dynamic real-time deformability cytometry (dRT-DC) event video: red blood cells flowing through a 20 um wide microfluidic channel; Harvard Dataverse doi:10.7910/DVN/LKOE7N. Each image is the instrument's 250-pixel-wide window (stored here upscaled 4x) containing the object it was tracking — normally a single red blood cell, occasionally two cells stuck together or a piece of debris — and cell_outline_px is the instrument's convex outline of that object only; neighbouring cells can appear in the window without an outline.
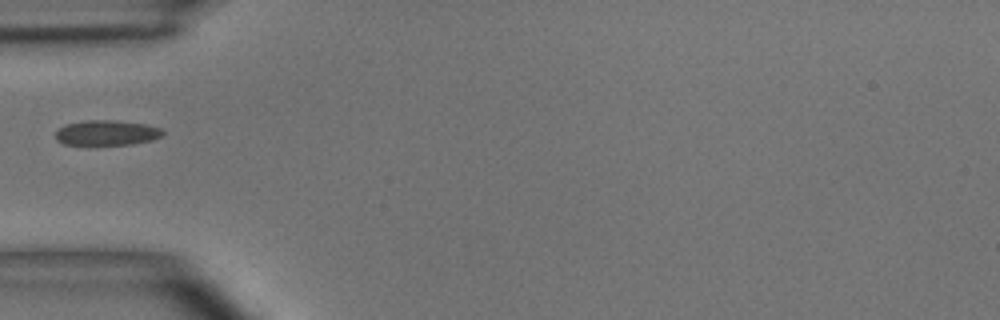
{"species": "common noctule bat (a hibernating species)", "species_latin": "Nyctalus noctula", "temperature_condition": "room temperature", "stored_images_in_passage": 2, "camera_frame_rate_fps": 3000, "um_per_image_px": 0.085, "animal": {"sex": "male", "body_mass_g": 15.6}, "frame": {"image": 1, "passage_image": 1, "time_ms": 0.0, "image_size_px": [1000, 320], "cell_outline_px": [[164, 132], [160, 136], [152, 140], [132, 144], [64, 144], [56, 140], [56, 132], [64, 124], [88, 120], [112, 120], [144, 124], [160, 128]], "centroid_in_image_um": [9.05, 11.28], "position_along_channel_um": 75.9, "area_um2": 15.43}}
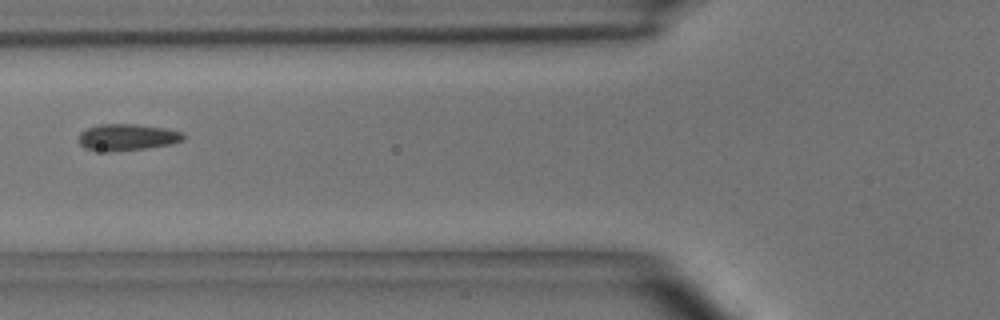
{"frame": {"image": 2, "passage_image": 2, "time_ms": 1.0, "image_size_px": [1000, 320], "cell_outline_px": [[184, 140], [172, 144], [148, 148], [108, 152], [84, 148], [80, 144], [80, 132], [88, 128], [100, 124], [136, 124], [164, 128], [184, 132]], "centroid_in_image_um": [10.84, 11.67], "position_along_channel_um": 115.0, "area_um2": 16.24}}